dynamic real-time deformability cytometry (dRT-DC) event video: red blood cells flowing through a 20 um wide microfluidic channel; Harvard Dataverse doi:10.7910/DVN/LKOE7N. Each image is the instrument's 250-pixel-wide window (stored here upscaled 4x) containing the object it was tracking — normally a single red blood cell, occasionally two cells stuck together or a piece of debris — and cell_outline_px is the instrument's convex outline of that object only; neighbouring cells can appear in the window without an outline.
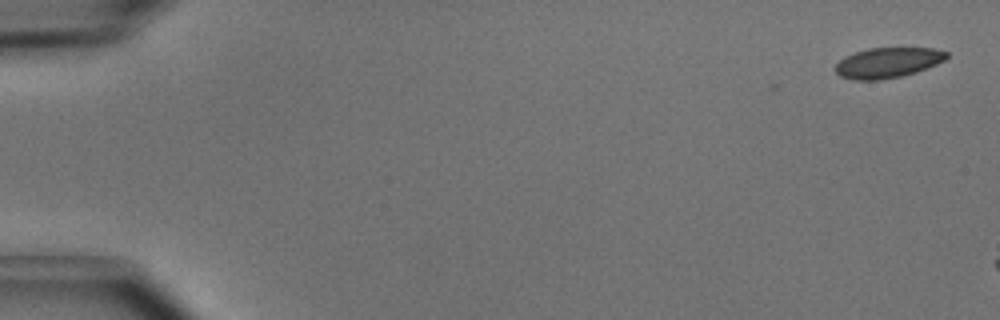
{"species": "common noctule bat (a hibernating species)", "species_latin": "Nyctalus noctula", "temperature_condition": "cold", "stored_images_in_passage": 2, "camera_frame_rate_fps": 3000, "um_per_image_px": 0.085, "animal": {"sex": "male", "body_mass_g": 15.6}, "frame": {"image": 1, "passage_image": 1, "time_ms": 0.0, "image_size_px": [1000, 320], "cell_outline_px": [[948, 56], [944, 60], [936, 64], [916, 72], [900, 76], [880, 80], [856, 80], [840, 76], [836, 72], [836, 64], [844, 56], [868, 48], [932, 48], [948, 52]], "centroid_in_image_um": [75.45, 5.32], "position_along_channel_um": 9.6, "area_um2": 19.48}}